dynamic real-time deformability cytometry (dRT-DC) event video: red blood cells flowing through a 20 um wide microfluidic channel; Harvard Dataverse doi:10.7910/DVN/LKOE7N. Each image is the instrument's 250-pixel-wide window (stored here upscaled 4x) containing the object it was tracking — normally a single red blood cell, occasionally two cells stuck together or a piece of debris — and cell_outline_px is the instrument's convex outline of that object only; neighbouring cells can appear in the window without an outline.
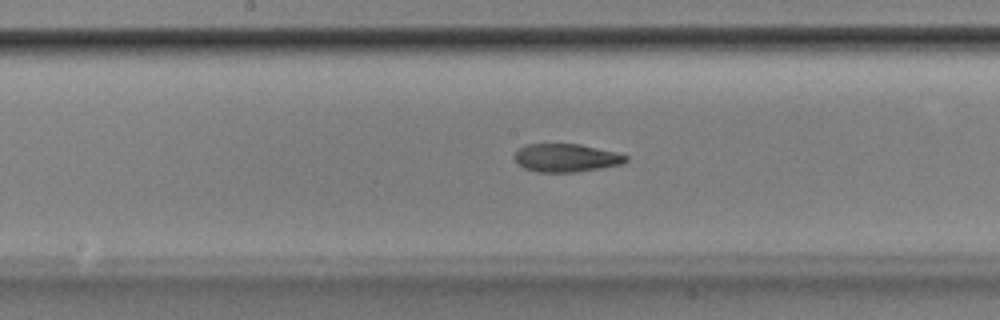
{"species": "Egyptian fruit bat (a non-hibernating species)", "species_latin": "Rousettus aegyptiacus", "temperature_condition": "room temperature", "stored_images_in_passage": 47, "camera_frame_rate_fps": 3000, "um_per_image_px": 0.085, "animal": {"sex": "male"}, "frame": {"image": 1, "passage_image": 26, "time_ms": 8.333, "image_size_px": [1000, 320], "cell_outline_px": [[628, 160], [620, 164], [600, 168], [576, 172], [536, 172], [524, 168], [516, 164], [512, 156], [524, 144], [580, 144], [616, 152], [628, 156]], "centroid_in_image_um": [48.07, 13.42], "position_along_channel_um": 200.1, "area_um2": 18.38}}
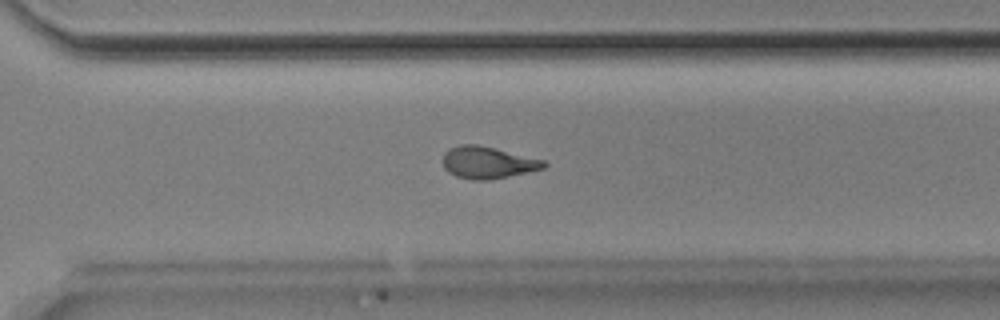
{"frame": {"image": 2, "passage_image": 36, "time_ms": 11.667, "image_size_px": [1000, 320], "cell_outline_px": [[548, 164], [544, 168], [508, 176], [488, 180], [472, 180], [456, 176], [448, 172], [444, 168], [444, 152], [448, 148], [460, 144], [476, 144], [544, 160]], "centroid_in_image_um": [41.42, 13.81], "position_along_channel_um": 329.2, "area_um2": 18.61}}
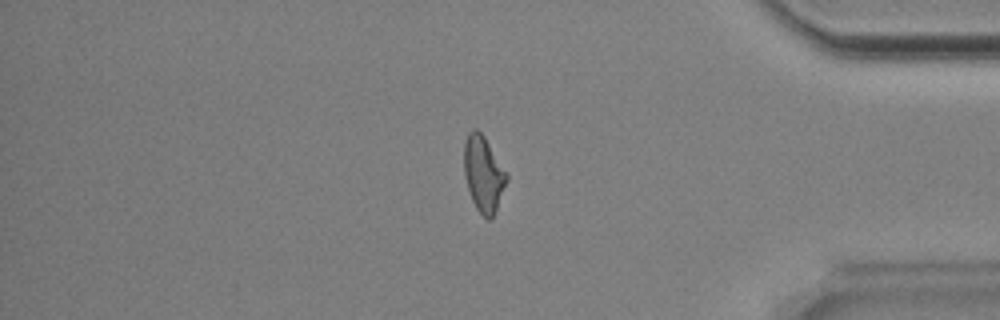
{"frame": {"image": 3, "passage_image": 43, "time_ms": 14.0, "image_size_px": [1000, 320], "cell_outline_px": [[508, 180], [492, 220], [488, 220], [476, 208], [472, 200], [464, 176], [464, 140], [468, 132], [472, 128], [476, 128], [484, 136], [508, 172]], "centroid_in_image_um": [41.1, 14.76], "position_along_channel_um": 394.1, "area_um2": 19.07}}